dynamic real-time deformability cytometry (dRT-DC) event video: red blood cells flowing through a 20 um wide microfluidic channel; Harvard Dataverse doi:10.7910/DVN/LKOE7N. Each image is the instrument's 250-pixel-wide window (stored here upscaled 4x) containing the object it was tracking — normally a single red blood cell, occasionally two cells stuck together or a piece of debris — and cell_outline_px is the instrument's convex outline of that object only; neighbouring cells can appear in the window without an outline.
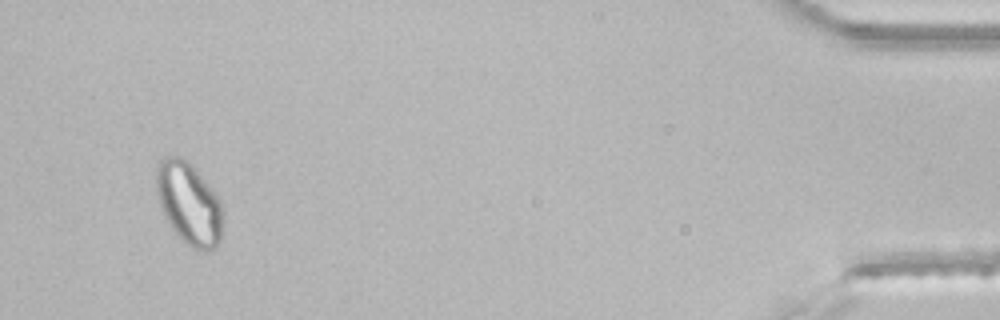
{"species": "common noctule bat (a hibernating species)", "species_latin": "Nyctalus noctula", "temperature_condition": "room temperature", "stored_images_in_passage": 46, "segment_of_instrument_passage": [2, 2], "camera_frame_rate_fps": 3000, "um_per_image_px": 0.085, "animal": {"sex": "male", "body_mass_g": 21.5, "forearm_length_mm": 52.0}, "frame": {"image": 1, "passage_image": 44, "time_ms": 14.333, "image_size_px": [1000, 320], "cell_outline_px": [[224, 220], [220, 240], [216, 248], [208, 252], [196, 252], [172, 228], [164, 216], [156, 192], [156, 168], [160, 160], [164, 156], [180, 156], [188, 160], [196, 168], [212, 188], [220, 200]], "centroid_in_image_um": [16.09, 17.29], "position_along_channel_um": 419.1, "area_um2": 32.43}}